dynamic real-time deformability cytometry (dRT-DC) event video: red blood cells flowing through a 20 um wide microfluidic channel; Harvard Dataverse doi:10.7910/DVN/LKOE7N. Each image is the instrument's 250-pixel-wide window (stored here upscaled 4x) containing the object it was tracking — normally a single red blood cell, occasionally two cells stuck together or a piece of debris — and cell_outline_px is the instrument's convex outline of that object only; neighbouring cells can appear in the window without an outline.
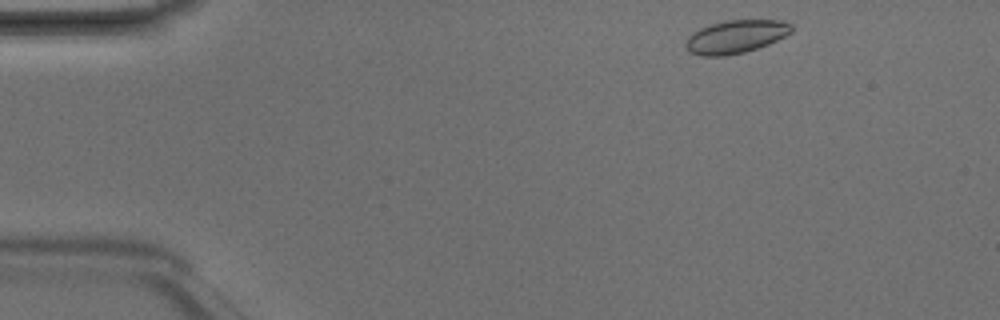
{"species": "Egyptian fruit bat (a non-hibernating species)", "species_latin": "Rousettus aegyptiacus", "temperature_condition": "room temperature", "stored_images_in_passage": 3, "camera_frame_rate_fps": 3000, "um_per_image_px": 0.085, "animal": {"sex": "male"}, "frame": {"image": 1, "passage_image": 1, "time_ms": 0.0, "image_size_px": [1000, 320], "cell_outline_px": [[792, 32], [768, 44], [744, 52], [724, 56], [700, 56], [688, 52], [684, 44], [688, 36], [692, 32], [708, 24], [724, 20], [780, 20], [792, 24]], "centroid_in_image_um": [62.48, 3.11], "position_along_channel_um": 22.5, "area_um2": 20.58}}